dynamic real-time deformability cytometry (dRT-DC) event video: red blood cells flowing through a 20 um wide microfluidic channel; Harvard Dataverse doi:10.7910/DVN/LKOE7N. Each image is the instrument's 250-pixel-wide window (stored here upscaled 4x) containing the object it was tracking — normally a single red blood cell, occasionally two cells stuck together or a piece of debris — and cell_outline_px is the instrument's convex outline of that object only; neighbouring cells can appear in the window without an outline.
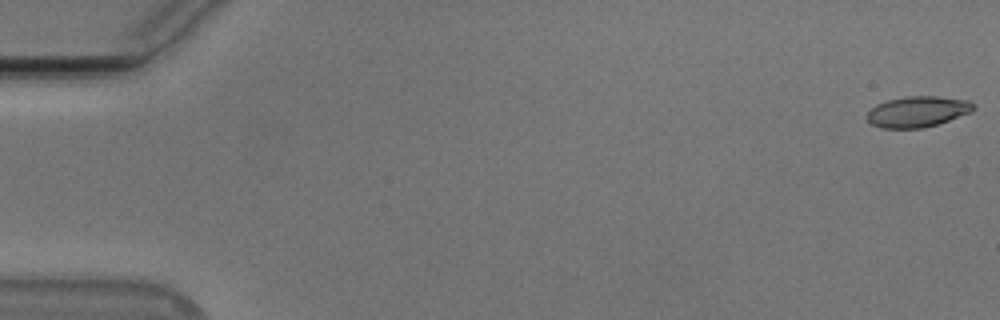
{"species": "Egyptian fruit bat (a non-hibernating species)", "species_latin": "Rousettus aegyptiacus", "temperature_condition": "cold", "stored_images_in_passage": 55, "camera_frame_rate_fps": 3000, "um_per_image_px": 0.085, "animal": {"sex": "male"}, "frame": {"image": 1, "passage_image": 1, "time_ms": 0.0, "image_size_px": [1000, 320], "cell_outline_px": [[976, 108], [972, 112], [924, 128], [880, 128], [872, 124], [868, 120], [868, 112], [876, 104], [888, 100], [908, 96], [936, 96], [968, 100], [976, 104]], "centroid_in_image_um": [78.03, 9.48], "position_along_channel_um": 7.0, "area_um2": 19.07}}
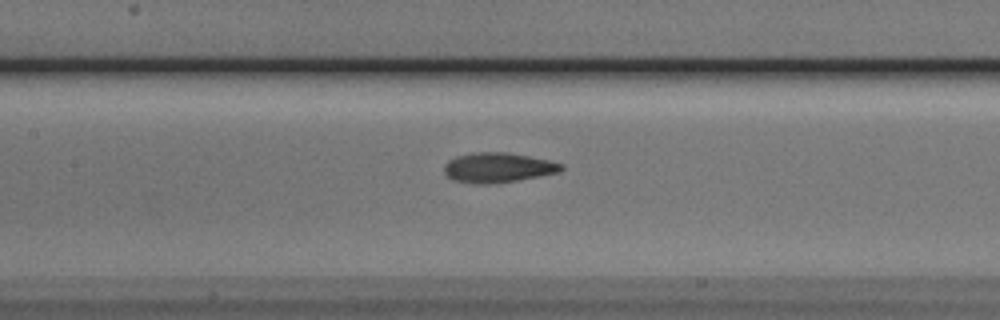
{"frame": {"image": 2, "passage_image": 26, "time_ms": 8.333, "image_size_px": [1000, 320], "cell_outline_px": [[564, 168], [560, 172], [516, 180], [488, 184], [476, 184], [452, 180], [444, 172], [444, 164], [448, 160], [456, 156], [472, 152], [504, 152], [528, 156], [548, 160], [564, 164]], "centroid_in_image_um": [42.29, 14.24], "position_along_channel_um": 165.1, "area_um2": 20.35}}
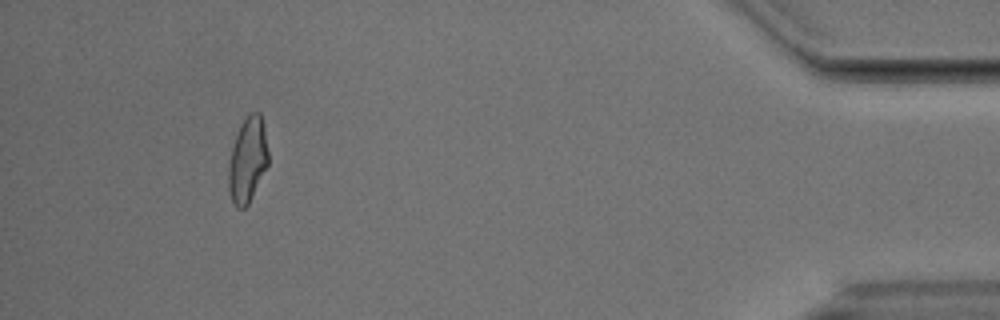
{"frame": {"image": 3, "passage_image": 51, "time_ms": 16.667, "image_size_px": [1000, 320], "cell_outline_px": [[268, 164], [248, 204], [244, 208], [236, 208], [232, 200], [228, 188], [228, 168], [232, 148], [240, 124], [252, 112], [260, 112], [268, 152]], "centroid_in_image_um": [21.03, 13.62], "position_along_channel_um": 414.2, "area_um2": 19.31}, "authors_computed_cell_mechanics": {"area_um2": 19.652, "velocity_mm_per_s": 3.7644, "shape_relaxation_time_tau1_ms": 4.0894, "shape_relaxation_time_tau2_ms": 2.0768, "deformation_change_tau1": 0.1678, "deformation_change_tau2": 0.0955}}